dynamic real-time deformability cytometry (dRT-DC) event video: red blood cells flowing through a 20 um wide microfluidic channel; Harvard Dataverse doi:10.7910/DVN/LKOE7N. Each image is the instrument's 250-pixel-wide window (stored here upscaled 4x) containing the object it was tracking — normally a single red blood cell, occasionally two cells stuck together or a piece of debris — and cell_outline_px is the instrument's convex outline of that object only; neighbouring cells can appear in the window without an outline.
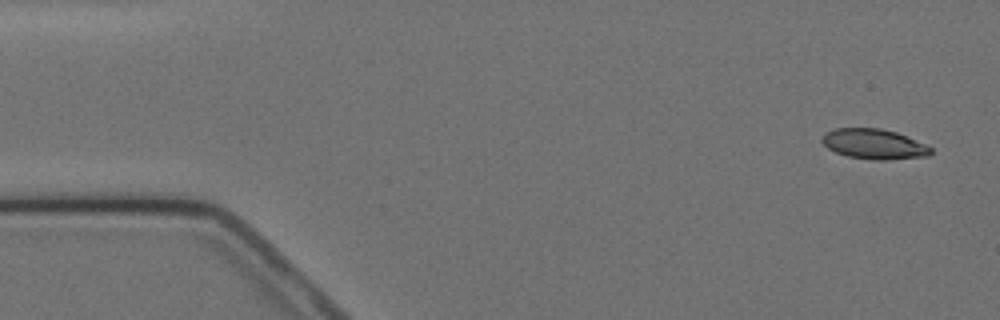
{"species": "Egyptian fruit bat (a non-hibernating species)", "species_latin": "Rousettus aegyptiacus", "temperature_condition": "cold", "stored_images_in_passage": 5, "camera_frame_rate_fps": 3000, "um_per_image_px": 0.085, "animal": {"sex": "female"}, "frame": {"image": 1, "passage_image": 1, "time_ms": 0.0, "image_size_px": [1000, 320], "cell_outline_px": [[932, 152], [928, 156], [884, 160], [876, 160], [848, 156], [836, 152], [828, 148], [820, 140], [824, 132], [836, 128], [880, 128], [896, 132], [924, 144], [932, 148]], "centroid_in_image_um": [74.26, 12.24], "position_along_channel_um": 10.7, "area_um2": 18.96}}